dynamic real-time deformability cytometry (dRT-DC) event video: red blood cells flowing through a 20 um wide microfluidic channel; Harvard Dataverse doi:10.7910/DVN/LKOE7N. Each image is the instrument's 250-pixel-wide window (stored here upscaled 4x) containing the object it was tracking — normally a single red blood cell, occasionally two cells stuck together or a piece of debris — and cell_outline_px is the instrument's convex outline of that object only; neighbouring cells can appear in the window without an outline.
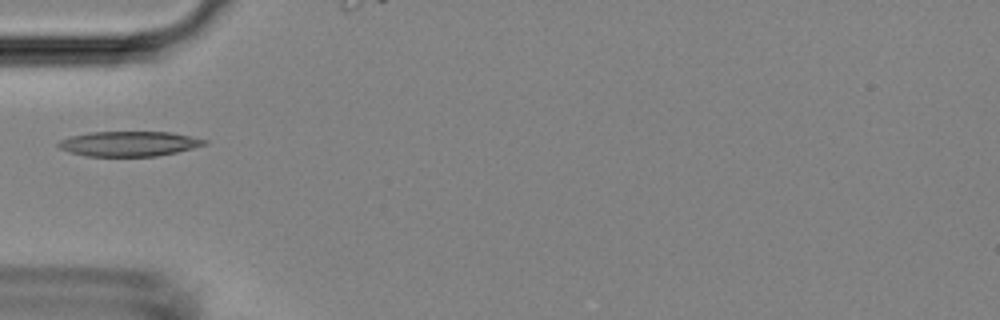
{"species": "Egyptian fruit bat (a non-hibernating species)", "species_latin": "Rousettus aegyptiacus", "temperature_condition": "room temperature", "stored_images_in_passage": 4, "camera_frame_rate_fps": 3000, "um_per_image_px": 0.085, "animal": {"sex": "female"}, "frame": {"image": 1, "passage_image": 3, "time_ms": 3.0, "image_size_px": [1000, 320], "cell_outline_px": [[208, 144], [176, 152], [156, 156], [84, 156], [68, 152], [60, 148], [56, 144], [60, 140], [72, 136], [88, 132], [172, 132], [208, 140]], "centroid_in_image_um": [10.96, 12.22], "position_along_channel_um": 74.0, "area_um2": 21.27}}